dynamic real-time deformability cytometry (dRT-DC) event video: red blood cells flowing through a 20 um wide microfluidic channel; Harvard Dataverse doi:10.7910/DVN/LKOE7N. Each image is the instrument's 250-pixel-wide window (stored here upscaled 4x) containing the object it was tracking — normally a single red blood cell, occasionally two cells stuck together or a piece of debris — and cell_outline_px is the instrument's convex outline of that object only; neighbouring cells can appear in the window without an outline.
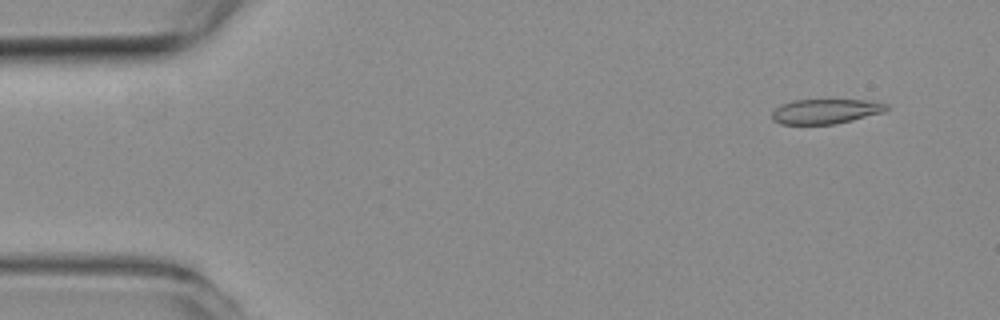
{"species": "common noctule bat (a hibernating species)", "species_latin": "Nyctalus noctula", "temperature_condition": "room temperature", "stored_images_in_passage": 10, "camera_frame_rate_fps": 3000, "um_per_image_px": 0.085, "animal": {"sex": "female", "body_mass_g": 19.3, "forearm_length_mm": 54.1}, "frame": {"image": 1, "passage_image": 4, "time_ms": 1.0, "image_size_px": [1000, 320], "cell_outline_px": [[888, 108], [884, 112], [852, 120], [832, 124], [780, 124], [772, 120], [772, 112], [780, 104], [792, 100], [864, 100], [888, 104]], "centroid_in_image_um": [70.14, 9.46], "position_along_channel_um": 14.9, "area_um2": 16.47}}